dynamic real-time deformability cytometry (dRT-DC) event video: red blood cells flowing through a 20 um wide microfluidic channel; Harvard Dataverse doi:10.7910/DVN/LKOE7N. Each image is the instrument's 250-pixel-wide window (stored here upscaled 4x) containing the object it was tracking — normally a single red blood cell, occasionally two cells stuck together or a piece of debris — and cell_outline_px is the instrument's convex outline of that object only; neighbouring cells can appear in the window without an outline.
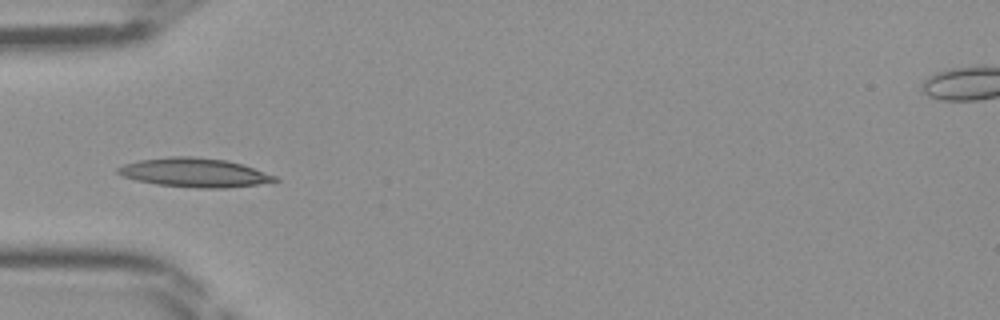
{"species": "Egyptian fruit bat (a non-hibernating species)", "species_latin": "Rousettus aegyptiacus", "temperature_condition": "room temperature", "stored_images_in_passage": 17, "camera_frame_rate_fps": 3000, "um_per_image_px": 0.085, "frame": {"image": 1, "passage_image": 15, "time_ms": 4.667, "image_size_px": [1000, 320], "cell_outline_px": [[280, 180], [256, 184], [224, 188], [200, 188], [156, 184], [136, 180], [124, 176], [116, 172], [116, 168], [124, 164], [140, 160], [172, 156], [192, 156], [228, 160], [276, 176]], "centroid_in_image_um": [16.49, 14.66], "position_along_channel_um": 68.5, "area_um2": 26.18}}